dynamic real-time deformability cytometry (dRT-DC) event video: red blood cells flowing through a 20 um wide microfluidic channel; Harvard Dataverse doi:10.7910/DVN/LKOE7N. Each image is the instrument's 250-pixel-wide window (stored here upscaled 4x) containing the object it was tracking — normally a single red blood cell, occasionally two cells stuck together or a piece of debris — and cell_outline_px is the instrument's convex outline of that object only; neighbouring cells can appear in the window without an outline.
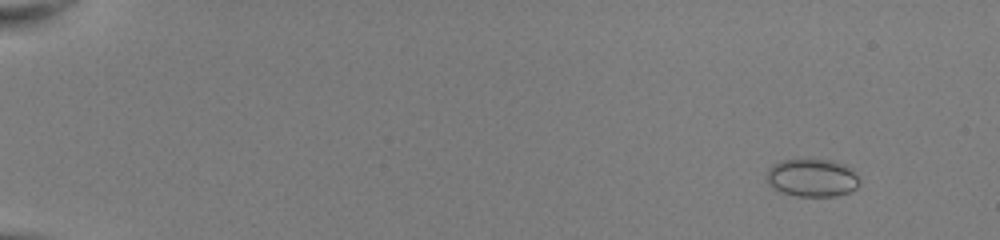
{"species": "common noctule bat (a hibernating species)", "species_latin": "Nyctalus noctula", "temperature_condition": "room temperature", "stored_images_in_passage": 52, "camera_frame_rate_fps": 3000, "um_per_image_px": 0.085, "animal": {"sex": "female", "body_mass_g": 22.0, "forearm_length_mm": 56.7}, "frame": {"image": 1, "passage_image": 5, "time_ms": 1.333, "image_size_px": [1000, 240], "cell_outline_px": [[860, 180], [856, 188], [848, 192], [836, 196], [800, 196], [784, 192], [768, 184], [768, 168], [772, 164], [784, 160], [832, 160], [844, 164]], "centroid_in_image_um": [69.03, 15.11], "position_along_channel_um": 16.0, "area_um2": 20.0}}
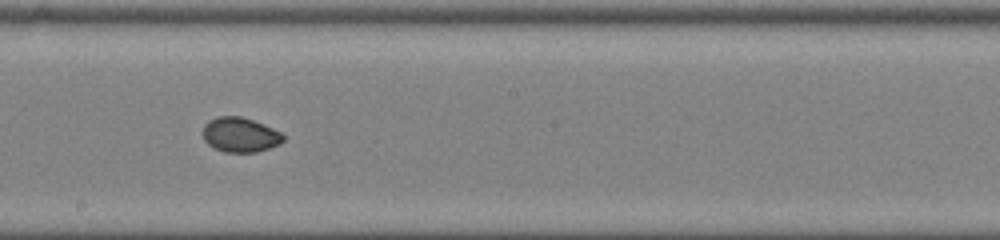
{"frame": {"image": 2, "passage_image": 32, "time_ms": 10.333, "image_size_px": [1000, 240], "cell_outline_px": [[284, 140], [280, 144], [256, 152], [224, 152], [208, 144], [204, 140], [204, 124], [208, 120], [220, 116], [240, 116], [264, 124], [280, 132], [284, 136]], "centroid_in_image_um": [20.42, 11.45], "position_along_channel_um": 227.8, "area_um2": 16.13}}
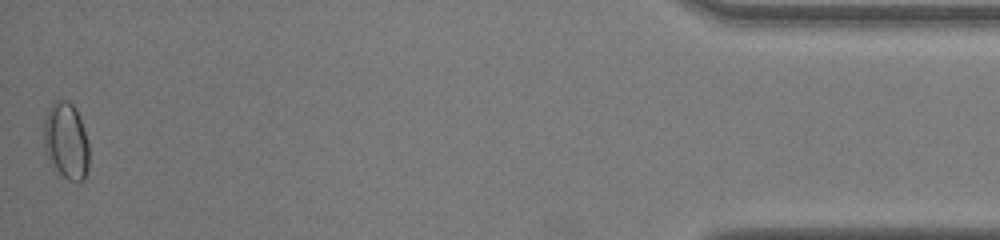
{"frame": {"image": 3, "passage_image": 52, "time_ms": 17.0, "image_size_px": [1000, 240], "cell_outline_px": [[88, 168], [84, 180], [80, 184], [76, 184], [68, 180], [48, 160], [44, 152], [44, 120], [48, 108], [56, 100], [68, 100], [76, 108], [88, 140]], "centroid_in_image_um": [5.63, 12.0], "position_along_channel_um": 429.6, "area_um2": 20.46}}